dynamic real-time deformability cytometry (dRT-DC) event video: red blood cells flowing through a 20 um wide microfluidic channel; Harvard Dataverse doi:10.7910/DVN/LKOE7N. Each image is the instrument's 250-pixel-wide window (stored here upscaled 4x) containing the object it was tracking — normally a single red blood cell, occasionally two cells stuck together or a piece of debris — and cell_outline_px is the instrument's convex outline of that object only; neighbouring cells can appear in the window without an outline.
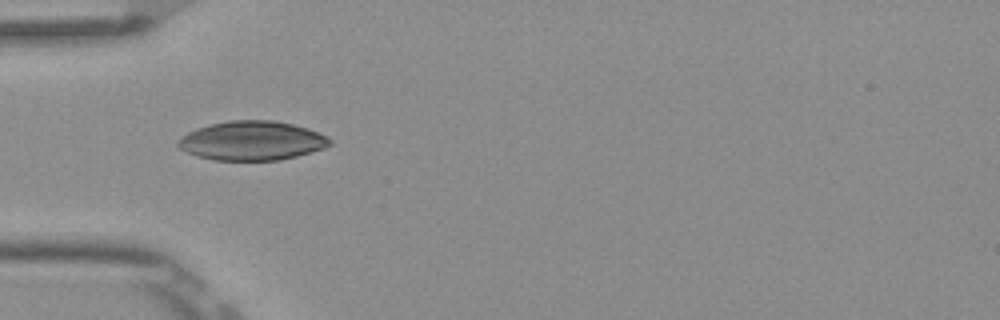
{"species": "Egyptian fruit bat (a non-hibernating species)", "species_latin": "Rousettus aegyptiacus", "temperature_condition": "room temperature", "stored_images_in_passage": 6, "camera_frame_rate_fps": 3000, "um_per_image_px": 0.085, "frame": {"image": 1, "passage_image": 3, "time_ms": 0.667, "image_size_px": [1000, 320], "cell_outline_px": [[332, 144], [324, 148], [296, 156], [280, 160], [212, 160], [188, 152], [180, 148], [176, 144], [188, 132], [196, 128], [208, 124], [228, 120], [272, 120], [292, 124], [308, 128], [328, 136], [332, 140]], "centroid_in_image_um": [21.45, 11.95], "position_along_channel_um": 63.6, "area_um2": 34.56}}
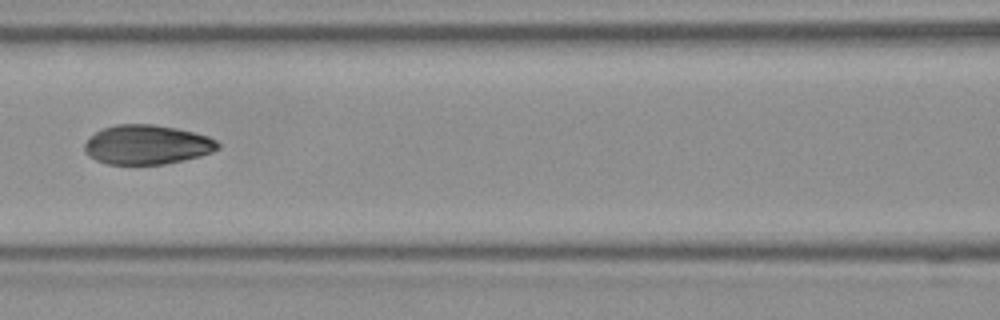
{"frame": {"image": 2, "passage_image": 5, "time_ms": 1.333, "image_size_px": [1000, 320], "cell_outline_px": [[220, 148], [212, 152], [200, 156], [184, 160], [164, 164], [108, 164], [96, 160], [88, 156], [84, 152], [84, 144], [96, 132], [104, 128], [116, 124], [152, 124], [176, 128], [208, 136], [216, 140], [220, 144]], "centroid_in_image_um": [12.5, 12.3], "position_along_channel_um": 154.1, "area_um2": 30.58}}
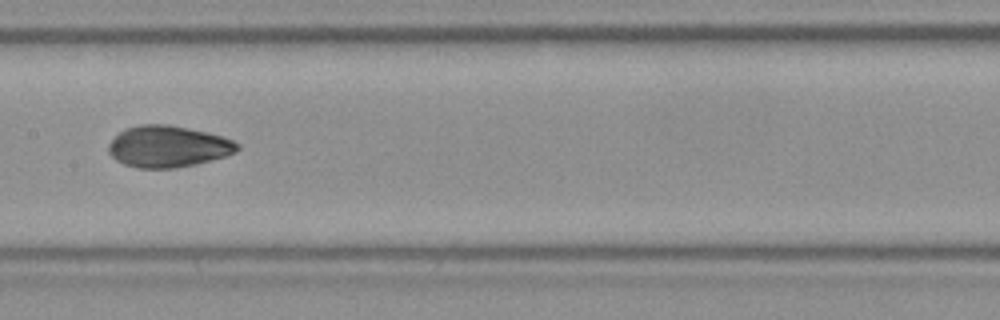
{"frame": {"image": 3, "passage_image": 6, "time_ms": 1.667, "image_size_px": [1000, 320], "cell_outline_px": [[240, 148], [236, 152], [212, 160], [196, 164], [176, 168], [136, 168], [124, 164], [116, 160], [108, 152], [108, 144], [124, 128], [140, 124], [168, 124], [208, 132], [224, 136], [240, 144]], "centroid_in_image_um": [14.29, 12.45], "position_along_channel_um": 193.1, "area_um2": 31.39}}